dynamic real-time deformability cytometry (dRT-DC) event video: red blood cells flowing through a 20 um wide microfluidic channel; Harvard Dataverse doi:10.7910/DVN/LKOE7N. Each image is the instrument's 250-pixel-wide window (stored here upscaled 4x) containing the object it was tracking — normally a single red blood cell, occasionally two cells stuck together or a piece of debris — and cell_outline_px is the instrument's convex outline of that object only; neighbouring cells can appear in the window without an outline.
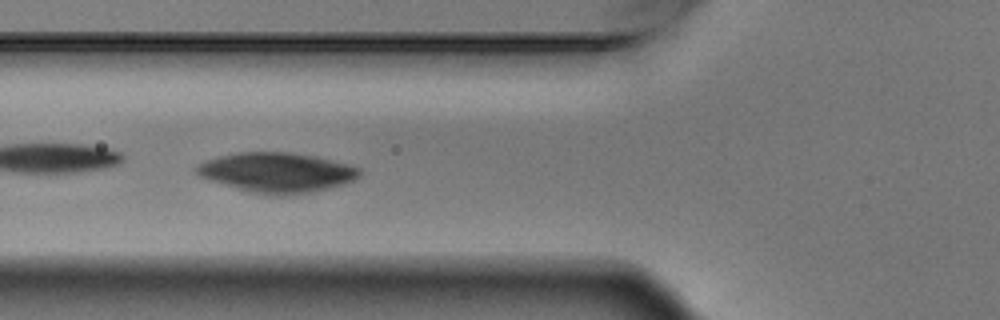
{"species": "Egyptian fruit bat (a non-hibernating species)", "species_latin": "Rousettus aegyptiacus", "temperature_condition": "warm", "stored_images_in_passage": 8, "camera_frame_rate_fps": 3000, "um_per_image_px": 0.085, "animal": {"sex": "male"}, "frame": {"image": 1, "passage_image": 5, "time_ms": 1.333, "image_size_px": [1000, 320], "cell_outline_px": [[360, 176], [356, 180], [344, 184], [312, 192], [288, 196], [272, 196], [248, 192], [200, 176], [196, 172], [196, 164], [220, 156], [240, 152], [288, 152], [316, 156], [348, 164], [360, 168]], "centroid_in_image_um": [23.57, 14.67], "position_along_channel_um": 102.2, "area_um2": 37.92}}
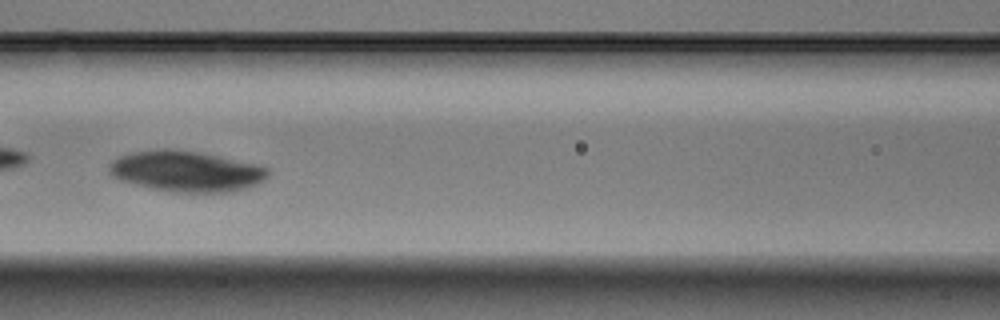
{"frame": {"image": 2, "passage_image": 6, "time_ms": 1.667, "image_size_px": [1000, 320], "cell_outline_px": [[272, 172], [264, 180], [248, 188], [232, 192], [168, 192], [120, 180], [112, 176], [108, 172], [108, 164], [112, 160], [120, 156], [132, 152], [164, 148], [172, 148], [200, 152], [220, 156], [256, 164], [268, 168]], "centroid_in_image_um": [15.84, 14.55], "position_along_channel_um": 150.8, "area_um2": 38.09}}
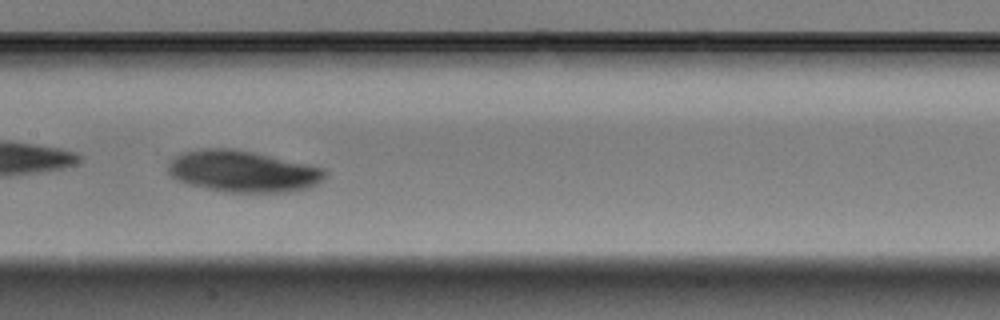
{"frame": {"image": 3, "passage_image": 7, "time_ms": 2.0, "image_size_px": [1000, 320], "cell_outline_px": [[328, 176], [316, 184], [308, 188], [288, 192], [228, 192], [188, 184], [176, 180], [168, 172], [168, 164], [172, 156], [180, 152], [204, 148], [232, 148], [252, 152], [328, 168]], "centroid_in_image_um": [20.65, 14.55], "position_along_channel_um": 186.7, "area_um2": 38.32}}